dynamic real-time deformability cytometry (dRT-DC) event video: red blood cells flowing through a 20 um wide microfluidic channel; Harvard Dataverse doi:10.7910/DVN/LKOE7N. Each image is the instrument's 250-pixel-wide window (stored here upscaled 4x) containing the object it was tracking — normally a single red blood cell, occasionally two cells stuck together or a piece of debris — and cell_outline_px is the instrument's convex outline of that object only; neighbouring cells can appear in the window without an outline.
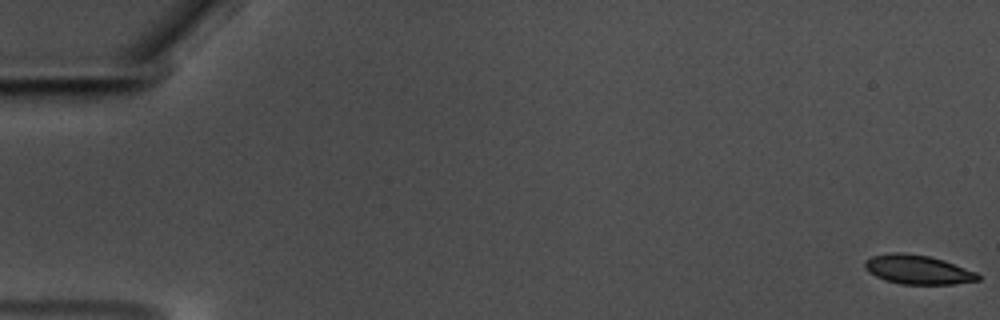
{"species": "common noctule bat (a hibernating species)", "species_latin": "Nyctalus noctula", "temperature_condition": "warm", "stored_images_in_passage": 59, "camera_frame_rate_fps": 3000, "um_per_image_px": 0.085, "animal": {"sex": "male", "body_mass_g": 17.5, "forearm_length_mm": 52.3}, "frame": {"image": 1, "passage_image": 1, "time_ms": 0.0, "image_size_px": [1000, 320], "cell_outline_px": [[980, 280], [952, 284], [900, 284], [884, 280], [868, 272], [864, 268], [864, 260], [872, 256], [892, 252], [904, 252], [928, 256], [944, 260], [976, 272], [980, 276]], "centroid_in_image_um": [77.97, 22.91], "position_along_channel_um": 7.0, "area_um2": 19.31}}
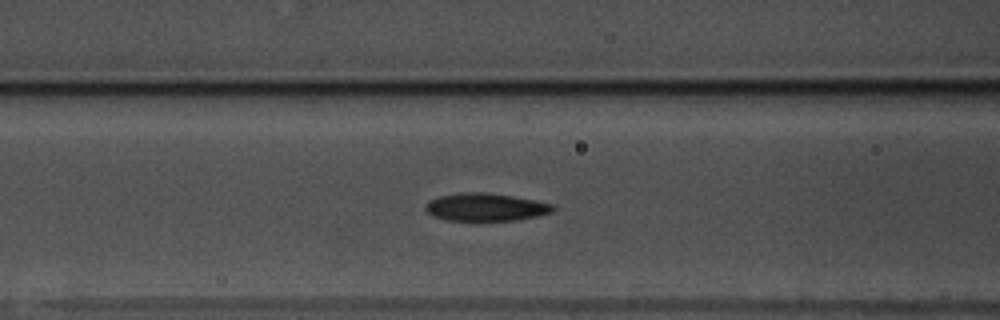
{"frame": {"image": 2, "passage_image": 25, "time_ms": 8.0, "image_size_px": [1000, 320], "cell_outline_px": [[556, 208], [552, 212], [536, 216], [516, 220], [448, 220], [432, 216], [424, 208], [424, 204], [428, 200], [440, 196], [460, 192], [488, 192], [512, 196], [552, 204]], "centroid_in_image_um": [41.23, 17.59], "position_along_channel_um": 125.4, "area_um2": 20.58}}
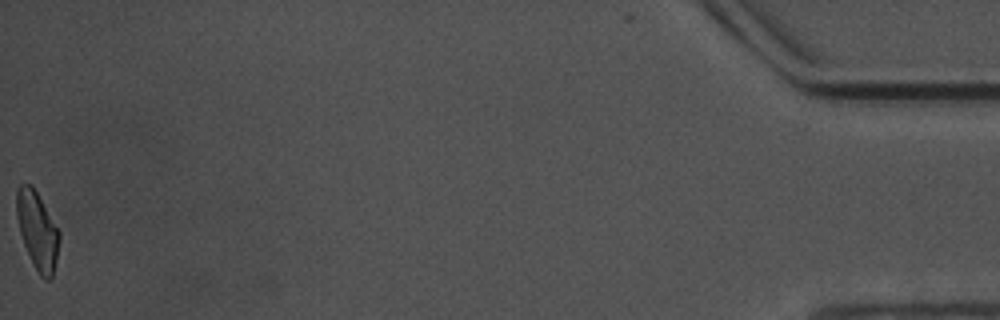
{"frame": {"image": 3, "passage_image": 59, "time_ms": 19.333, "image_size_px": [1000, 320], "cell_outline_px": [[60, 240], [52, 280], [44, 280], [40, 276], [24, 244], [20, 232], [16, 216], [16, 192], [20, 184], [32, 184], [60, 232]], "centroid_in_image_um": [3.18, 19.59], "position_along_channel_um": 432.0, "area_um2": 19.19}, "authors_computed_cell_mechanics": {"area_um2": 20.1144, "velocity_mm_per_s": 3.5674, "shape_relaxation_time_tau1_ms": 3.8608, "shape_relaxation_time_tau2_ms": 2.8377, "deformation_change_tau1": 0.1493, "deformation_change_tau2": 0.1043}}